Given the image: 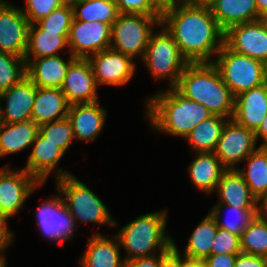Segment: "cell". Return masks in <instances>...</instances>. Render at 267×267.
<instances>
[{
	"label": "cell",
	"mask_w": 267,
	"mask_h": 267,
	"mask_svg": "<svg viewBox=\"0 0 267 267\" xmlns=\"http://www.w3.org/2000/svg\"><path fill=\"white\" fill-rule=\"evenodd\" d=\"M6 260L4 256H0V267H7L6 266Z\"/></svg>",
	"instance_id": "obj_56"
},
{
	"label": "cell",
	"mask_w": 267,
	"mask_h": 267,
	"mask_svg": "<svg viewBox=\"0 0 267 267\" xmlns=\"http://www.w3.org/2000/svg\"><path fill=\"white\" fill-rule=\"evenodd\" d=\"M36 223L42 235L51 241L59 242L60 247L72 239L78 228L61 195L46 199L36 209Z\"/></svg>",
	"instance_id": "obj_12"
},
{
	"label": "cell",
	"mask_w": 267,
	"mask_h": 267,
	"mask_svg": "<svg viewBox=\"0 0 267 267\" xmlns=\"http://www.w3.org/2000/svg\"><path fill=\"white\" fill-rule=\"evenodd\" d=\"M266 115V84L246 90L234 97L232 119L236 123L255 132Z\"/></svg>",
	"instance_id": "obj_20"
},
{
	"label": "cell",
	"mask_w": 267,
	"mask_h": 267,
	"mask_svg": "<svg viewBox=\"0 0 267 267\" xmlns=\"http://www.w3.org/2000/svg\"><path fill=\"white\" fill-rule=\"evenodd\" d=\"M99 102L71 104L68 118L73 124L75 140L93 142L102 132L107 111Z\"/></svg>",
	"instance_id": "obj_18"
},
{
	"label": "cell",
	"mask_w": 267,
	"mask_h": 267,
	"mask_svg": "<svg viewBox=\"0 0 267 267\" xmlns=\"http://www.w3.org/2000/svg\"><path fill=\"white\" fill-rule=\"evenodd\" d=\"M224 208H226L225 212L229 213L230 211V213L235 215V218L230 220L227 217L225 218L226 220H222L221 212L224 211ZM210 213L215 218L218 227L226 229L241 237L244 229L249 225L255 215H257V209H241L226 204H215L210 210Z\"/></svg>",
	"instance_id": "obj_34"
},
{
	"label": "cell",
	"mask_w": 267,
	"mask_h": 267,
	"mask_svg": "<svg viewBox=\"0 0 267 267\" xmlns=\"http://www.w3.org/2000/svg\"><path fill=\"white\" fill-rule=\"evenodd\" d=\"M180 4L205 3V0H178Z\"/></svg>",
	"instance_id": "obj_53"
},
{
	"label": "cell",
	"mask_w": 267,
	"mask_h": 267,
	"mask_svg": "<svg viewBox=\"0 0 267 267\" xmlns=\"http://www.w3.org/2000/svg\"><path fill=\"white\" fill-rule=\"evenodd\" d=\"M126 267H159V254L129 260L126 262Z\"/></svg>",
	"instance_id": "obj_44"
},
{
	"label": "cell",
	"mask_w": 267,
	"mask_h": 267,
	"mask_svg": "<svg viewBox=\"0 0 267 267\" xmlns=\"http://www.w3.org/2000/svg\"><path fill=\"white\" fill-rule=\"evenodd\" d=\"M228 120L229 118L212 115L200 122L185 137V140L191 146V151H194V153L214 152Z\"/></svg>",
	"instance_id": "obj_29"
},
{
	"label": "cell",
	"mask_w": 267,
	"mask_h": 267,
	"mask_svg": "<svg viewBox=\"0 0 267 267\" xmlns=\"http://www.w3.org/2000/svg\"><path fill=\"white\" fill-rule=\"evenodd\" d=\"M175 241L173 246L164 253L159 254V267H182V256Z\"/></svg>",
	"instance_id": "obj_41"
},
{
	"label": "cell",
	"mask_w": 267,
	"mask_h": 267,
	"mask_svg": "<svg viewBox=\"0 0 267 267\" xmlns=\"http://www.w3.org/2000/svg\"><path fill=\"white\" fill-rule=\"evenodd\" d=\"M237 255H210L203 262L205 267H234Z\"/></svg>",
	"instance_id": "obj_43"
},
{
	"label": "cell",
	"mask_w": 267,
	"mask_h": 267,
	"mask_svg": "<svg viewBox=\"0 0 267 267\" xmlns=\"http://www.w3.org/2000/svg\"><path fill=\"white\" fill-rule=\"evenodd\" d=\"M234 267H267V257L240 253Z\"/></svg>",
	"instance_id": "obj_42"
},
{
	"label": "cell",
	"mask_w": 267,
	"mask_h": 267,
	"mask_svg": "<svg viewBox=\"0 0 267 267\" xmlns=\"http://www.w3.org/2000/svg\"><path fill=\"white\" fill-rule=\"evenodd\" d=\"M37 86L26 76L15 86L0 92L4 123H19L31 120Z\"/></svg>",
	"instance_id": "obj_19"
},
{
	"label": "cell",
	"mask_w": 267,
	"mask_h": 267,
	"mask_svg": "<svg viewBox=\"0 0 267 267\" xmlns=\"http://www.w3.org/2000/svg\"><path fill=\"white\" fill-rule=\"evenodd\" d=\"M244 161L245 168H237L249 186L251 193L259 199L267 192V147H258Z\"/></svg>",
	"instance_id": "obj_31"
},
{
	"label": "cell",
	"mask_w": 267,
	"mask_h": 267,
	"mask_svg": "<svg viewBox=\"0 0 267 267\" xmlns=\"http://www.w3.org/2000/svg\"><path fill=\"white\" fill-rule=\"evenodd\" d=\"M145 105V117L153 130L184 139L200 122L213 115L175 87H168L165 92L158 91L147 99Z\"/></svg>",
	"instance_id": "obj_2"
},
{
	"label": "cell",
	"mask_w": 267,
	"mask_h": 267,
	"mask_svg": "<svg viewBox=\"0 0 267 267\" xmlns=\"http://www.w3.org/2000/svg\"><path fill=\"white\" fill-rule=\"evenodd\" d=\"M74 59L70 53L68 61L60 55L25 59L26 76L37 87L61 89L67 69Z\"/></svg>",
	"instance_id": "obj_21"
},
{
	"label": "cell",
	"mask_w": 267,
	"mask_h": 267,
	"mask_svg": "<svg viewBox=\"0 0 267 267\" xmlns=\"http://www.w3.org/2000/svg\"><path fill=\"white\" fill-rule=\"evenodd\" d=\"M257 215L267 219V192L257 199Z\"/></svg>",
	"instance_id": "obj_48"
},
{
	"label": "cell",
	"mask_w": 267,
	"mask_h": 267,
	"mask_svg": "<svg viewBox=\"0 0 267 267\" xmlns=\"http://www.w3.org/2000/svg\"><path fill=\"white\" fill-rule=\"evenodd\" d=\"M70 104L61 89L37 87L31 120L37 125L68 117Z\"/></svg>",
	"instance_id": "obj_24"
},
{
	"label": "cell",
	"mask_w": 267,
	"mask_h": 267,
	"mask_svg": "<svg viewBox=\"0 0 267 267\" xmlns=\"http://www.w3.org/2000/svg\"><path fill=\"white\" fill-rule=\"evenodd\" d=\"M12 242L13 239L0 227V256H4V250H7Z\"/></svg>",
	"instance_id": "obj_47"
},
{
	"label": "cell",
	"mask_w": 267,
	"mask_h": 267,
	"mask_svg": "<svg viewBox=\"0 0 267 267\" xmlns=\"http://www.w3.org/2000/svg\"><path fill=\"white\" fill-rule=\"evenodd\" d=\"M7 220H9L4 213L2 212L1 208H0V227L12 238L14 239V233L11 232V230H9L10 228H8L7 226Z\"/></svg>",
	"instance_id": "obj_49"
},
{
	"label": "cell",
	"mask_w": 267,
	"mask_h": 267,
	"mask_svg": "<svg viewBox=\"0 0 267 267\" xmlns=\"http://www.w3.org/2000/svg\"><path fill=\"white\" fill-rule=\"evenodd\" d=\"M98 85L88 59L75 58L67 69L61 90L71 104L98 101Z\"/></svg>",
	"instance_id": "obj_16"
},
{
	"label": "cell",
	"mask_w": 267,
	"mask_h": 267,
	"mask_svg": "<svg viewBox=\"0 0 267 267\" xmlns=\"http://www.w3.org/2000/svg\"><path fill=\"white\" fill-rule=\"evenodd\" d=\"M43 186L25 169L12 170L5 165L0 170V208L9 219L25 207L24 202L39 187Z\"/></svg>",
	"instance_id": "obj_9"
},
{
	"label": "cell",
	"mask_w": 267,
	"mask_h": 267,
	"mask_svg": "<svg viewBox=\"0 0 267 267\" xmlns=\"http://www.w3.org/2000/svg\"><path fill=\"white\" fill-rule=\"evenodd\" d=\"M240 253H242L240 237L226 229L218 227L216 236L213 239L211 255H238Z\"/></svg>",
	"instance_id": "obj_39"
},
{
	"label": "cell",
	"mask_w": 267,
	"mask_h": 267,
	"mask_svg": "<svg viewBox=\"0 0 267 267\" xmlns=\"http://www.w3.org/2000/svg\"><path fill=\"white\" fill-rule=\"evenodd\" d=\"M240 242L242 253L267 257V219L255 215L242 232Z\"/></svg>",
	"instance_id": "obj_33"
},
{
	"label": "cell",
	"mask_w": 267,
	"mask_h": 267,
	"mask_svg": "<svg viewBox=\"0 0 267 267\" xmlns=\"http://www.w3.org/2000/svg\"><path fill=\"white\" fill-rule=\"evenodd\" d=\"M1 96H0V129L3 127L4 125V120H3V112H2V106H1Z\"/></svg>",
	"instance_id": "obj_54"
},
{
	"label": "cell",
	"mask_w": 267,
	"mask_h": 267,
	"mask_svg": "<svg viewBox=\"0 0 267 267\" xmlns=\"http://www.w3.org/2000/svg\"><path fill=\"white\" fill-rule=\"evenodd\" d=\"M73 19L72 6L67 2L61 7L53 10L45 18L36 22V24L46 31L69 32Z\"/></svg>",
	"instance_id": "obj_37"
},
{
	"label": "cell",
	"mask_w": 267,
	"mask_h": 267,
	"mask_svg": "<svg viewBox=\"0 0 267 267\" xmlns=\"http://www.w3.org/2000/svg\"><path fill=\"white\" fill-rule=\"evenodd\" d=\"M111 237L116 241L101 233H94L80 258L81 267H126L124 258L120 256L119 239L116 235Z\"/></svg>",
	"instance_id": "obj_22"
},
{
	"label": "cell",
	"mask_w": 267,
	"mask_h": 267,
	"mask_svg": "<svg viewBox=\"0 0 267 267\" xmlns=\"http://www.w3.org/2000/svg\"><path fill=\"white\" fill-rule=\"evenodd\" d=\"M256 7L259 15L267 14V0H256Z\"/></svg>",
	"instance_id": "obj_51"
},
{
	"label": "cell",
	"mask_w": 267,
	"mask_h": 267,
	"mask_svg": "<svg viewBox=\"0 0 267 267\" xmlns=\"http://www.w3.org/2000/svg\"><path fill=\"white\" fill-rule=\"evenodd\" d=\"M30 23L22 10L12 3H0V52L25 57Z\"/></svg>",
	"instance_id": "obj_13"
},
{
	"label": "cell",
	"mask_w": 267,
	"mask_h": 267,
	"mask_svg": "<svg viewBox=\"0 0 267 267\" xmlns=\"http://www.w3.org/2000/svg\"><path fill=\"white\" fill-rule=\"evenodd\" d=\"M98 86H124L136 70L133 58L111 48L88 58Z\"/></svg>",
	"instance_id": "obj_14"
},
{
	"label": "cell",
	"mask_w": 267,
	"mask_h": 267,
	"mask_svg": "<svg viewBox=\"0 0 267 267\" xmlns=\"http://www.w3.org/2000/svg\"><path fill=\"white\" fill-rule=\"evenodd\" d=\"M217 228L216 220L209 212L189 237L183 256L197 261H204L209 257Z\"/></svg>",
	"instance_id": "obj_30"
},
{
	"label": "cell",
	"mask_w": 267,
	"mask_h": 267,
	"mask_svg": "<svg viewBox=\"0 0 267 267\" xmlns=\"http://www.w3.org/2000/svg\"><path fill=\"white\" fill-rule=\"evenodd\" d=\"M214 192H217L219 197L216 204H226L241 209H257V198L251 193L237 169H227Z\"/></svg>",
	"instance_id": "obj_23"
},
{
	"label": "cell",
	"mask_w": 267,
	"mask_h": 267,
	"mask_svg": "<svg viewBox=\"0 0 267 267\" xmlns=\"http://www.w3.org/2000/svg\"><path fill=\"white\" fill-rule=\"evenodd\" d=\"M69 32H52L41 29L36 23L28 30V46L24 59L59 55L68 46ZM58 53V54H57Z\"/></svg>",
	"instance_id": "obj_27"
},
{
	"label": "cell",
	"mask_w": 267,
	"mask_h": 267,
	"mask_svg": "<svg viewBox=\"0 0 267 267\" xmlns=\"http://www.w3.org/2000/svg\"><path fill=\"white\" fill-rule=\"evenodd\" d=\"M206 3L224 31L235 24L258 20L260 16L256 0H208Z\"/></svg>",
	"instance_id": "obj_26"
},
{
	"label": "cell",
	"mask_w": 267,
	"mask_h": 267,
	"mask_svg": "<svg viewBox=\"0 0 267 267\" xmlns=\"http://www.w3.org/2000/svg\"><path fill=\"white\" fill-rule=\"evenodd\" d=\"M39 133V125L32 120L4 123L0 129V158L31 147Z\"/></svg>",
	"instance_id": "obj_28"
},
{
	"label": "cell",
	"mask_w": 267,
	"mask_h": 267,
	"mask_svg": "<svg viewBox=\"0 0 267 267\" xmlns=\"http://www.w3.org/2000/svg\"><path fill=\"white\" fill-rule=\"evenodd\" d=\"M161 17L119 14L112 24L110 48L133 59L140 56L142 60L153 28L160 25Z\"/></svg>",
	"instance_id": "obj_8"
},
{
	"label": "cell",
	"mask_w": 267,
	"mask_h": 267,
	"mask_svg": "<svg viewBox=\"0 0 267 267\" xmlns=\"http://www.w3.org/2000/svg\"><path fill=\"white\" fill-rule=\"evenodd\" d=\"M31 147L32 151L23 169L34 176L41 184H44L49 178L50 173L54 171L56 179L72 175L70 172L63 171L62 168L56 170V166L65 152L56 144L48 141L40 133H38Z\"/></svg>",
	"instance_id": "obj_17"
},
{
	"label": "cell",
	"mask_w": 267,
	"mask_h": 267,
	"mask_svg": "<svg viewBox=\"0 0 267 267\" xmlns=\"http://www.w3.org/2000/svg\"><path fill=\"white\" fill-rule=\"evenodd\" d=\"M182 256V267H205L203 261L189 260Z\"/></svg>",
	"instance_id": "obj_50"
},
{
	"label": "cell",
	"mask_w": 267,
	"mask_h": 267,
	"mask_svg": "<svg viewBox=\"0 0 267 267\" xmlns=\"http://www.w3.org/2000/svg\"><path fill=\"white\" fill-rule=\"evenodd\" d=\"M254 133L257 141L263 140L259 147H267V115Z\"/></svg>",
	"instance_id": "obj_46"
},
{
	"label": "cell",
	"mask_w": 267,
	"mask_h": 267,
	"mask_svg": "<svg viewBox=\"0 0 267 267\" xmlns=\"http://www.w3.org/2000/svg\"><path fill=\"white\" fill-rule=\"evenodd\" d=\"M151 3L161 14L180 4L178 0H151Z\"/></svg>",
	"instance_id": "obj_45"
},
{
	"label": "cell",
	"mask_w": 267,
	"mask_h": 267,
	"mask_svg": "<svg viewBox=\"0 0 267 267\" xmlns=\"http://www.w3.org/2000/svg\"><path fill=\"white\" fill-rule=\"evenodd\" d=\"M158 28L162 30L152 32L142 61L155 80L167 78L169 87H175L189 62L164 26L160 24Z\"/></svg>",
	"instance_id": "obj_7"
},
{
	"label": "cell",
	"mask_w": 267,
	"mask_h": 267,
	"mask_svg": "<svg viewBox=\"0 0 267 267\" xmlns=\"http://www.w3.org/2000/svg\"><path fill=\"white\" fill-rule=\"evenodd\" d=\"M87 1H93V0H67V2L70 4L82 3V2H87Z\"/></svg>",
	"instance_id": "obj_55"
},
{
	"label": "cell",
	"mask_w": 267,
	"mask_h": 267,
	"mask_svg": "<svg viewBox=\"0 0 267 267\" xmlns=\"http://www.w3.org/2000/svg\"><path fill=\"white\" fill-rule=\"evenodd\" d=\"M25 2L26 8L20 9L31 25L67 3V0H25Z\"/></svg>",
	"instance_id": "obj_38"
},
{
	"label": "cell",
	"mask_w": 267,
	"mask_h": 267,
	"mask_svg": "<svg viewBox=\"0 0 267 267\" xmlns=\"http://www.w3.org/2000/svg\"><path fill=\"white\" fill-rule=\"evenodd\" d=\"M119 14H144L147 16H162L152 5L151 0H114Z\"/></svg>",
	"instance_id": "obj_40"
},
{
	"label": "cell",
	"mask_w": 267,
	"mask_h": 267,
	"mask_svg": "<svg viewBox=\"0 0 267 267\" xmlns=\"http://www.w3.org/2000/svg\"><path fill=\"white\" fill-rule=\"evenodd\" d=\"M224 83L235 97L238 94L265 84L266 64L231 50L225 43L212 62Z\"/></svg>",
	"instance_id": "obj_6"
},
{
	"label": "cell",
	"mask_w": 267,
	"mask_h": 267,
	"mask_svg": "<svg viewBox=\"0 0 267 267\" xmlns=\"http://www.w3.org/2000/svg\"><path fill=\"white\" fill-rule=\"evenodd\" d=\"M224 43L233 51L267 64V32L259 20L230 26Z\"/></svg>",
	"instance_id": "obj_15"
},
{
	"label": "cell",
	"mask_w": 267,
	"mask_h": 267,
	"mask_svg": "<svg viewBox=\"0 0 267 267\" xmlns=\"http://www.w3.org/2000/svg\"><path fill=\"white\" fill-rule=\"evenodd\" d=\"M39 133L64 152L70 147L72 141H75L73 124L68 117L39 125Z\"/></svg>",
	"instance_id": "obj_36"
},
{
	"label": "cell",
	"mask_w": 267,
	"mask_h": 267,
	"mask_svg": "<svg viewBox=\"0 0 267 267\" xmlns=\"http://www.w3.org/2000/svg\"><path fill=\"white\" fill-rule=\"evenodd\" d=\"M256 144L254 131L229 119L214 154L227 169H237L238 164L258 149Z\"/></svg>",
	"instance_id": "obj_11"
},
{
	"label": "cell",
	"mask_w": 267,
	"mask_h": 267,
	"mask_svg": "<svg viewBox=\"0 0 267 267\" xmlns=\"http://www.w3.org/2000/svg\"><path fill=\"white\" fill-rule=\"evenodd\" d=\"M160 24L189 63L213 62L224 44L225 31L207 3L179 4L162 14Z\"/></svg>",
	"instance_id": "obj_1"
},
{
	"label": "cell",
	"mask_w": 267,
	"mask_h": 267,
	"mask_svg": "<svg viewBox=\"0 0 267 267\" xmlns=\"http://www.w3.org/2000/svg\"><path fill=\"white\" fill-rule=\"evenodd\" d=\"M258 20L261 22L265 31L267 32V14L260 15Z\"/></svg>",
	"instance_id": "obj_52"
},
{
	"label": "cell",
	"mask_w": 267,
	"mask_h": 267,
	"mask_svg": "<svg viewBox=\"0 0 267 267\" xmlns=\"http://www.w3.org/2000/svg\"><path fill=\"white\" fill-rule=\"evenodd\" d=\"M59 195H63L65 206L77 221L94 223L106 226H117L106 205L86 184L77 179L75 175H68L56 179Z\"/></svg>",
	"instance_id": "obj_5"
},
{
	"label": "cell",
	"mask_w": 267,
	"mask_h": 267,
	"mask_svg": "<svg viewBox=\"0 0 267 267\" xmlns=\"http://www.w3.org/2000/svg\"><path fill=\"white\" fill-rule=\"evenodd\" d=\"M196 158L190 163L188 173L194 187L206 194H212L227 168L214 152L195 153Z\"/></svg>",
	"instance_id": "obj_25"
},
{
	"label": "cell",
	"mask_w": 267,
	"mask_h": 267,
	"mask_svg": "<svg viewBox=\"0 0 267 267\" xmlns=\"http://www.w3.org/2000/svg\"><path fill=\"white\" fill-rule=\"evenodd\" d=\"M25 77V59L0 52V92L10 89Z\"/></svg>",
	"instance_id": "obj_35"
},
{
	"label": "cell",
	"mask_w": 267,
	"mask_h": 267,
	"mask_svg": "<svg viewBox=\"0 0 267 267\" xmlns=\"http://www.w3.org/2000/svg\"><path fill=\"white\" fill-rule=\"evenodd\" d=\"M167 218L165 209L147 213L127 223L115 233L121 248L126 250L125 262L161 254L173 246L174 240L165 232Z\"/></svg>",
	"instance_id": "obj_4"
},
{
	"label": "cell",
	"mask_w": 267,
	"mask_h": 267,
	"mask_svg": "<svg viewBox=\"0 0 267 267\" xmlns=\"http://www.w3.org/2000/svg\"><path fill=\"white\" fill-rule=\"evenodd\" d=\"M110 24L99 21H72L68 34L69 52L74 58L88 59L109 49L111 44Z\"/></svg>",
	"instance_id": "obj_10"
},
{
	"label": "cell",
	"mask_w": 267,
	"mask_h": 267,
	"mask_svg": "<svg viewBox=\"0 0 267 267\" xmlns=\"http://www.w3.org/2000/svg\"><path fill=\"white\" fill-rule=\"evenodd\" d=\"M74 20L99 21L112 24L117 20L119 11L114 0H93L71 4Z\"/></svg>",
	"instance_id": "obj_32"
},
{
	"label": "cell",
	"mask_w": 267,
	"mask_h": 267,
	"mask_svg": "<svg viewBox=\"0 0 267 267\" xmlns=\"http://www.w3.org/2000/svg\"><path fill=\"white\" fill-rule=\"evenodd\" d=\"M175 88L213 115L232 119L234 96L212 62L188 63Z\"/></svg>",
	"instance_id": "obj_3"
}]
</instances>
